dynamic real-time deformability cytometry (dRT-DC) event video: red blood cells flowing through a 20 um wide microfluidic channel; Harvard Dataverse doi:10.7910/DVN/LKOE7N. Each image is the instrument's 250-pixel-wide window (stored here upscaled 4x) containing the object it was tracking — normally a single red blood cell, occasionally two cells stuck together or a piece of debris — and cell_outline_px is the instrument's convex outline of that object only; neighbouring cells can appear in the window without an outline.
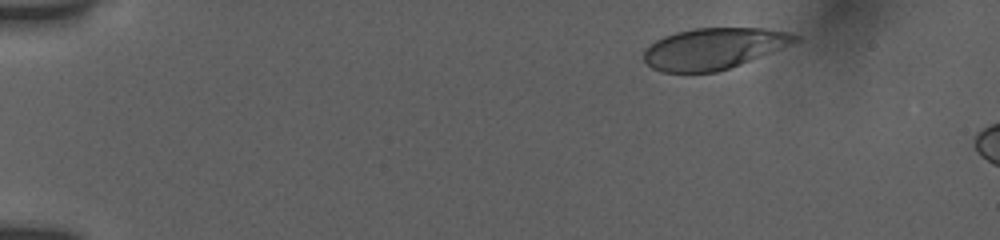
{"species": "human", "species_latin": "Homo sapiens", "temperature_condition": "room temperature", "stored_images_in_passage": 4, "camera_frame_rate_fps": 3000, "um_per_image_px": 0.085, "donor": {"sex": "female"}, "frame": {"image": 1, "passage_image": 1, "time_ms": 0.0, "image_size_px": [1000, 240], "cell_outline_px": [[800, 40], [740, 64], [716, 72], [660, 72], [652, 68], [644, 60], [644, 52], [656, 40], [664, 36], [676, 32], [696, 28], [764, 28], [788, 32], [800, 36]], "centroid_in_image_um": [60.65, 4.12], "position_along_channel_um": 24.3, "area_um2": 35.84}}